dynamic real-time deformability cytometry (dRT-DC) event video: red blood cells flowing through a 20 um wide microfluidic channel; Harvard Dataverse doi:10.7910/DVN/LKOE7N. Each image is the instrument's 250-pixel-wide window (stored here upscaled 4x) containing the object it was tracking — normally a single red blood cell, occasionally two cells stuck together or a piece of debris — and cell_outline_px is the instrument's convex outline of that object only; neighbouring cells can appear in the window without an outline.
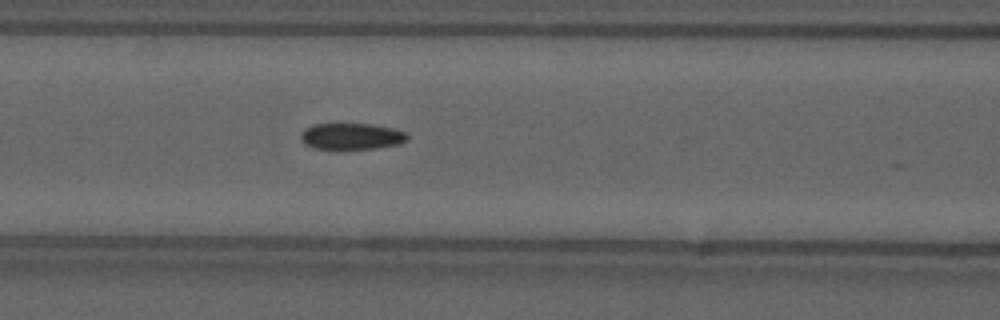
{"species": "common noctule bat (a hibernating species)", "species_latin": "Nyctalus noctula", "temperature_condition": "cold", "stored_images_in_passage": 34, "camera_frame_rate_fps": 3000, "um_per_image_px": 0.085, "animal": {"sex": "male", "forearm_length_mm": 52.5}, "frame": {"image": 1, "passage_image": 6, "time_ms": 1.667, "image_size_px": [1000, 320], "cell_outline_px": [[408, 140], [396, 144], [376, 148], [312, 148], [304, 144], [300, 140], [300, 132], [304, 128], [312, 124], [372, 124], [392, 128], [404, 132], [408, 136]], "centroid_in_image_um": [29.81, 11.57], "position_along_channel_um": 136.8, "area_um2": 16.24}}